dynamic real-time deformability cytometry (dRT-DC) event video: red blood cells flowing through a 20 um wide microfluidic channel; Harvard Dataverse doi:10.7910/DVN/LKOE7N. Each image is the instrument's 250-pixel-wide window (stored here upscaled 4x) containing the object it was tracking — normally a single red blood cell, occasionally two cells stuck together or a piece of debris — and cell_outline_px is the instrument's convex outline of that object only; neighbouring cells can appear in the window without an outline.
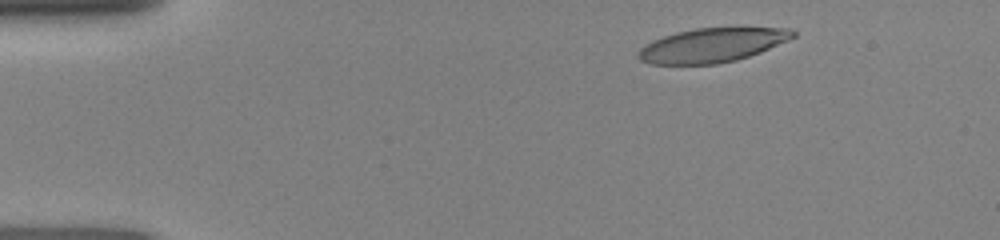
{"species": "human", "species_latin": "Homo sapiens", "temperature_condition": "room temperature", "stored_images_in_passage": 3, "camera_frame_rate_fps": 3000, "um_per_image_px": 0.085, "donor": {"sex": "female"}, "frame": {"image": 1, "passage_image": 1, "time_ms": 0.0, "image_size_px": [1000, 240], "cell_outline_px": [[796, 36], [788, 40], [760, 52], [736, 60], [716, 64], [652, 64], [640, 60], [636, 56], [640, 48], [644, 44], [652, 40], [676, 32], [696, 28], [792, 28], [796, 32]], "centroid_in_image_um": [60.5, 3.84], "position_along_channel_um": 24.5, "area_um2": 30.69}}